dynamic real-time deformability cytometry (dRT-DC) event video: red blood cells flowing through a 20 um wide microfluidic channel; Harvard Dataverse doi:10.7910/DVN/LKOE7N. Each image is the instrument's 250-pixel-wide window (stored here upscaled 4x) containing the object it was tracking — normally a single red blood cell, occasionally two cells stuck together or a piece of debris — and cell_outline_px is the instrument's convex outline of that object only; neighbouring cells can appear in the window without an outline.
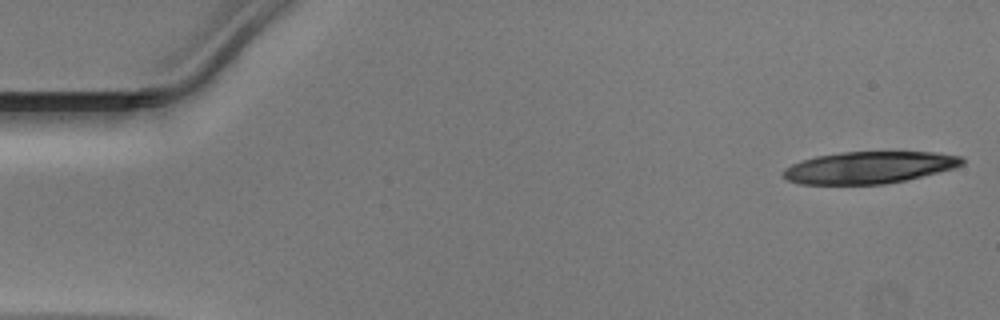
{"species": "Egyptian fruit bat (a non-hibernating species)", "species_latin": "Rousettus aegyptiacus", "temperature_condition": "warm", "stored_images_in_passage": 15, "camera_frame_rate_fps": 3000, "um_per_image_px": 0.085, "animal": {"sex": "male"}, "frame": {"image": 1, "passage_image": 1, "time_ms": 0.0, "image_size_px": [1000, 320], "cell_outline_px": [[964, 164], [956, 168], [904, 180], [884, 184], [800, 184], [788, 180], [780, 176], [784, 168], [800, 160], [816, 156], [840, 152], [936, 152], [964, 156]], "centroid_in_image_um": [73.87, 14.23], "position_along_channel_um": 11.1, "area_um2": 33.52}}